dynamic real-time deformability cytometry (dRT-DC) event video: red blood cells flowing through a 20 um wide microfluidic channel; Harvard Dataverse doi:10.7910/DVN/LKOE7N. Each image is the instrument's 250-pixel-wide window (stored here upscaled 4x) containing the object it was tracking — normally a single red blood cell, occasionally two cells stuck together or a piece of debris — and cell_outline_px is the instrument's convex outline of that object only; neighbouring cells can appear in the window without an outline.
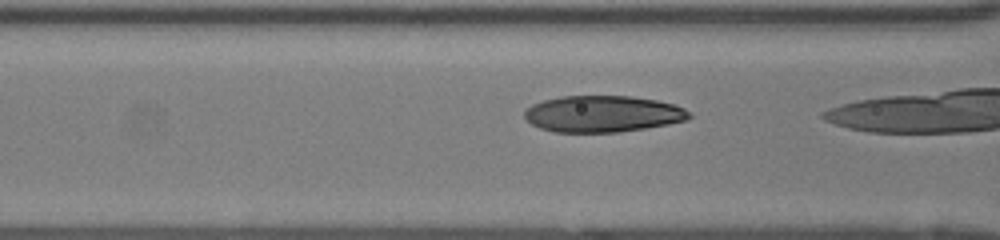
{"species": "human", "species_latin": "Homo sapiens", "temperature_condition": "room temperature", "stored_images_in_passage": 18, "camera_frame_rate_fps": 3000, "um_per_image_px": 0.085, "donor": {"sex": "female"}, "frame": {"image": 1, "passage_image": 16, "time_ms": 5.0, "image_size_px": [1000, 240], "cell_outline_px": [[692, 116], [688, 120], [668, 124], [620, 132], [552, 132], [540, 128], [532, 124], [524, 116], [524, 112], [532, 104], [544, 100], [560, 96], [632, 96], [656, 100], [672, 104], [684, 108], [692, 112]], "centroid_in_image_um": [51.25, 9.68], "position_along_channel_um": 115.3, "area_um2": 35.08}}